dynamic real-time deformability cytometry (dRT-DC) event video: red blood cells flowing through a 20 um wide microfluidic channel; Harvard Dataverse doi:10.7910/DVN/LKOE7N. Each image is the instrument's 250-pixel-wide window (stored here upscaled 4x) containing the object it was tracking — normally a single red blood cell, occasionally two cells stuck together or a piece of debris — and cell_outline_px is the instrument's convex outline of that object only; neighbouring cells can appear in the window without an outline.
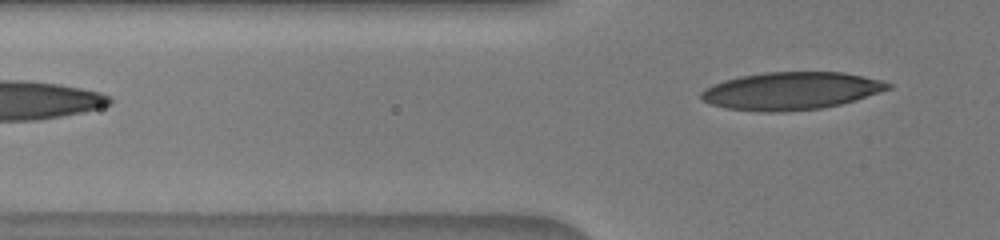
{"species": "human", "species_latin": "Homo sapiens", "temperature_condition": "warm", "stored_images_in_passage": 8, "segment_of_instrument_passage": [2, 2], "camera_frame_rate_fps": 3000, "um_per_image_px": 0.085, "donor": {"sex": "male"}, "frame": {"image": 1, "passage_image": 8, "time_ms": 5.0, "image_size_px": [1000, 240], "cell_outline_px": [[892, 88], [856, 100], [840, 104], [820, 108], [780, 112], [764, 112], [724, 108], [712, 104], [704, 100], [700, 96], [700, 92], [704, 88], [712, 84], [724, 80], [740, 76], [764, 72], [844, 72], [884, 80], [892, 84]], "centroid_in_image_um": [67.25, 7.72], "position_along_channel_um": 58.5, "area_um2": 41.15}}